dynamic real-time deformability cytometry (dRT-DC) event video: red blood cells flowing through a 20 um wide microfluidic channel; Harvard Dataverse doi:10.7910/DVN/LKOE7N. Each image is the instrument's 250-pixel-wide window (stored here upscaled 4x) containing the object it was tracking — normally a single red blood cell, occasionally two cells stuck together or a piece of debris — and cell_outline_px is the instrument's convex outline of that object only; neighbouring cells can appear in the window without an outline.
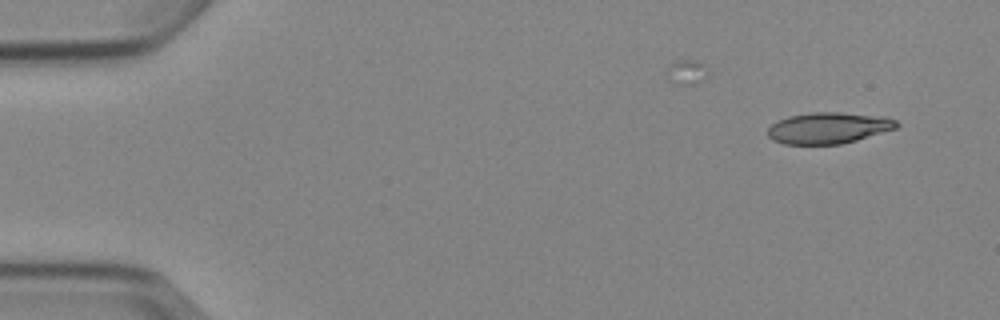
{"species": "Egyptian fruit bat (a non-hibernating species)", "species_latin": "Rousettus aegyptiacus", "temperature_condition": "cold", "stored_images_in_passage": 2, "camera_frame_rate_fps": 3000, "um_per_image_px": 0.085, "animal": {"sex": "female"}, "frame": {"image": 1, "passage_image": 2, "time_ms": 1.333, "image_size_px": [1000, 320], "cell_outline_px": [[900, 124], [896, 128], [856, 140], [840, 144], [784, 144], [772, 140], [768, 136], [768, 128], [776, 120], [788, 116], [812, 112], [840, 112], [884, 116], [896, 120]], "centroid_in_image_um": [70.4, 10.87], "position_along_channel_um": 14.6, "area_um2": 23.52}}